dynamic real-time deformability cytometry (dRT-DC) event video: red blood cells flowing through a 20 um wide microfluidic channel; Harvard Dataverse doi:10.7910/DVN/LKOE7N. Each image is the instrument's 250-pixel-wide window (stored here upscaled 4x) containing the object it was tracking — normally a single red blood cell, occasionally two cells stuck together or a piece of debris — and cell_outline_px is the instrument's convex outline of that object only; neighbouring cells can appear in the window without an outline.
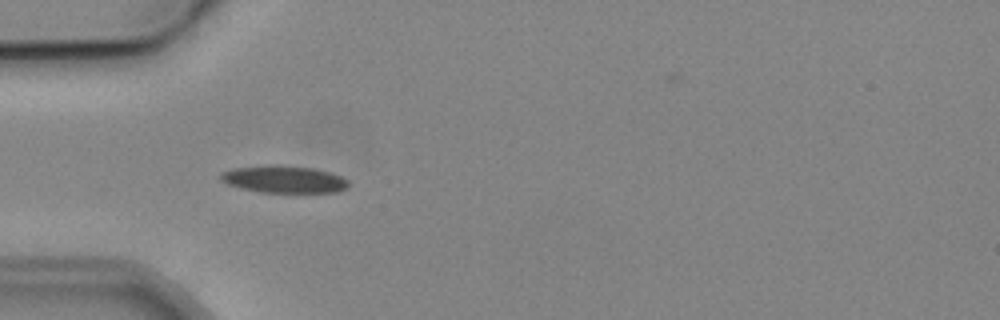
{"species": "common noctule bat (a hibernating species)", "species_latin": "Nyctalus noctula", "temperature_condition": "cold", "stored_images_in_passage": 5, "camera_frame_rate_fps": 3000, "um_per_image_px": 0.085, "animal": {"sex": "male", "body_mass_g": 19.2, "forearm_length_mm": 51.8}, "frame": {"image": 1, "passage_image": 4, "time_ms": 5.0, "image_size_px": [1000, 320], "cell_outline_px": [[348, 188], [336, 192], [260, 192], [240, 188], [228, 184], [220, 180], [220, 172], [232, 168], [272, 164], [280, 164], [312, 168], [328, 172], [340, 176], [348, 180]], "centroid_in_image_um": [24.09, 15.23], "position_along_channel_um": 60.9, "area_um2": 20.4}}